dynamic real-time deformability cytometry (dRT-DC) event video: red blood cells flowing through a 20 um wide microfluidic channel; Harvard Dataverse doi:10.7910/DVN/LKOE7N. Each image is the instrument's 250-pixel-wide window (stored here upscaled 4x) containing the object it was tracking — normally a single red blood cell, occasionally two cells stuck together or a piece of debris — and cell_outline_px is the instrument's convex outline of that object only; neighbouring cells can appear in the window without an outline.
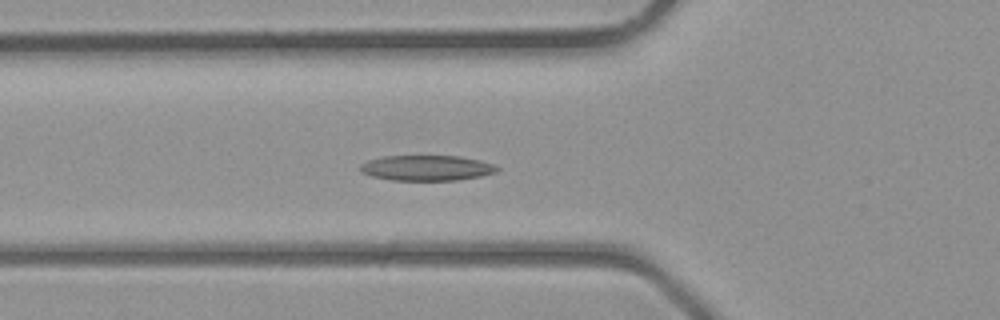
{"species": "common noctule bat (a hibernating species)", "species_latin": "Nyctalus noctula", "temperature_condition": "room temperature", "stored_images_in_passage": 33, "camera_frame_rate_fps": 3000, "um_per_image_px": 0.085, "animal": {"sex": "male", "body_mass_g": 23.1, "forearm_length_mm": 52.7}, "frame": {"image": 1, "passage_image": 9, "time_ms": 2.667, "image_size_px": [1000, 320], "cell_outline_px": [[500, 168], [496, 172], [480, 176], [456, 180], [392, 180], [372, 176], [360, 172], [360, 164], [368, 160], [384, 156], [460, 156], [480, 160], [492, 164]], "centroid_in_image_um": [36.25, 14.27], "position_along_channel_um": 89.5, "area_um2": 20.17}}
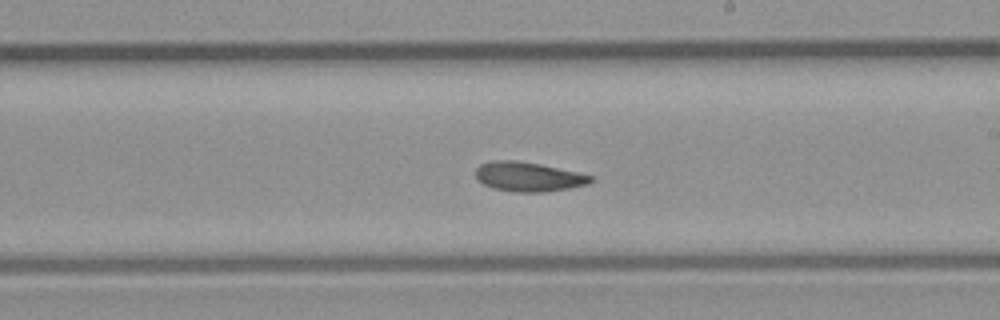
{"frame": {"image": 2, "passage_image": 18, "time_ms": 5.667, "image_size_px": [1000, 320], "cell_outline_px": [[592, 180], [588, 184], [568, 188], [544, 192], [512, 192], [492, 188], [484, 184], [476, 176], [476, 168], [480, 164], [492, 160], [516, 160], [540, 164], [576, 172], [592, 176]], "centroid_in_image_um": [44.87, 15.02], "position_along_channel_um": 244.1, "area_um2": 19.59}}
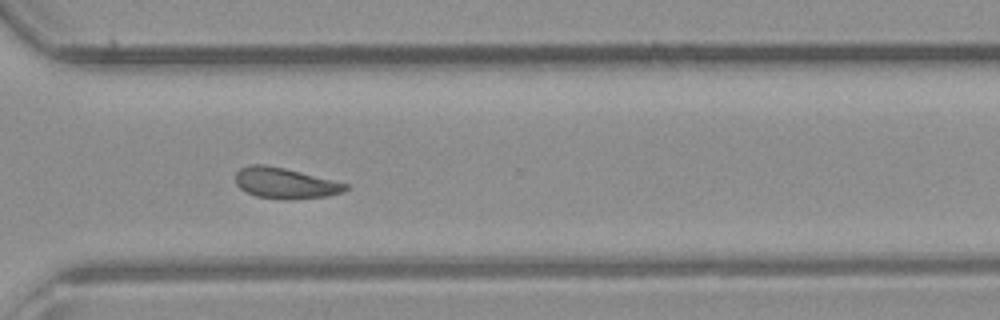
{"frame": {"image": 3, "passage_image": 24, "time_ms": 7.667, "image_size_px": [1000, 320], "cell_outline_px": [[352, 188], [344, 192], [328, 196], [284, 200], [256, 196], [240, 188], [236, 184], [236, 172], [240, 168], [252, 164], [264, 164], [284, 168], [348, 184]], "centroid_in_image_um": [24.26, 15.57], "position_along_channel_um": 346.3, "area_um2": 19.71}}